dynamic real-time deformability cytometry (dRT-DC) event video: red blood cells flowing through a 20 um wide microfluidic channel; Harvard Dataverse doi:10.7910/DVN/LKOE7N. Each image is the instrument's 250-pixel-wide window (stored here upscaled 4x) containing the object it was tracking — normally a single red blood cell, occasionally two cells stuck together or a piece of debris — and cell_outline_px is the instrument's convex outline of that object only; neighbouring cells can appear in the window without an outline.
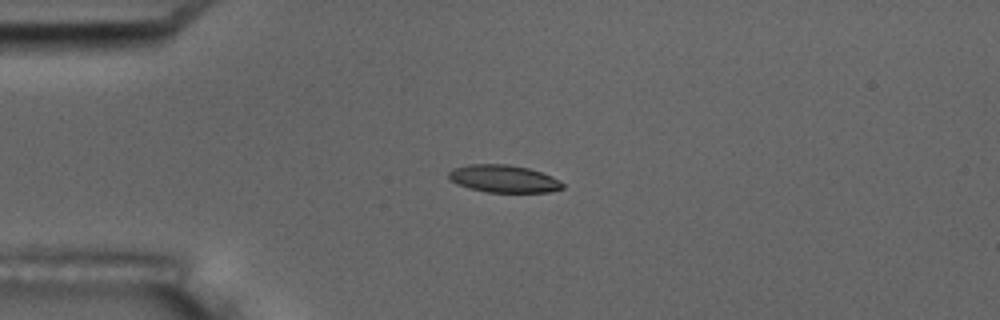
{"species": "common noctule bat (a hibernating species)", "species_latin": "Nyctalus noctula", "temperature_condition": "room temperature", "stored_images_in_passage": 9, "camera_frame_rate_fps": 3000, "um_per_image_px": 0.085, "animal": {"sex": "male", "body_mass_g": 17.5, "forearm_length_mm": 52.3}, "frame": {"image": 1, "passage_image": 4, "time_ms": 3.333, "image_size_px": [1000, 320], "cell_outline_px": [[564, 188], [548, 192], [488, 192], [468, 188], [456, 184], [448, 176], [448, 172], [452, 168], [468, 164], [508, 164], [528, 168], [552, 176], [560, 180], [564, 184]], "centroid_in_image_um": [42.8, 15.19], "position_along_channel_um": 42.2, "area_um2": 18.32}}
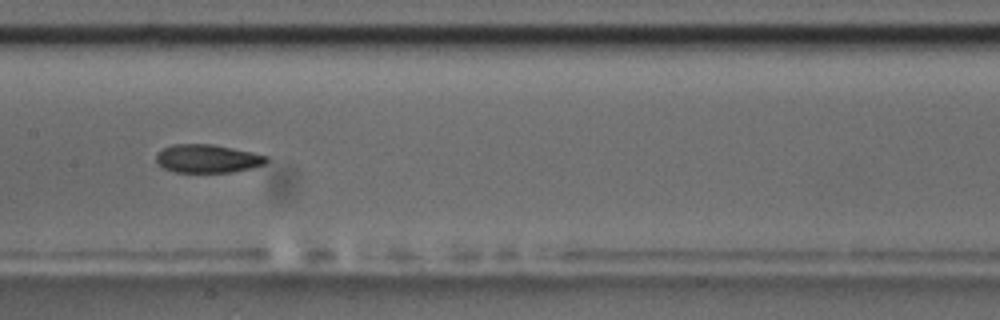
{"frame": {"image": 2, "passage_image": 8, "time_ms": 8.0, "image_size_px": [1000, 320], "cell_outline_px": [[268, 160], [264, 164], [252, 168], [232, 172], [176, 172], [164, 168], [156, 164], [156, 152], [172, 144], [212, 144], [252, 152], [268, 156]], "centroid_in_image_um": [17.61, 13.48], "position_along_channel_um": 189.8, "area_um2": 18.26}}
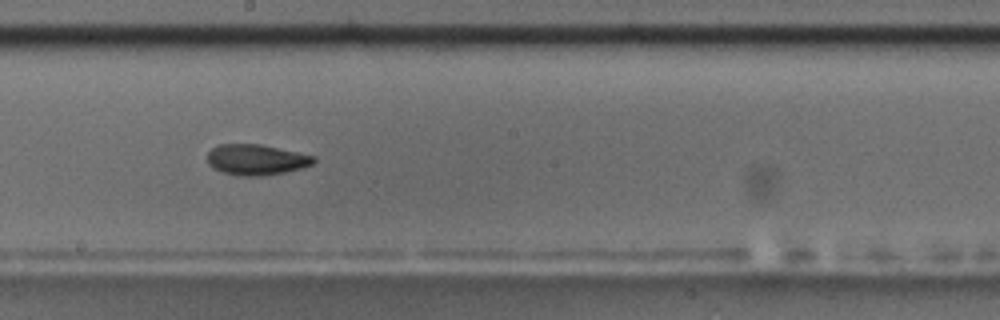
{"frame": {"image": 3, "passage_image": 9, "time_ms": 9.0, "image_size_px": [1000, 320], "cell_outline_px": [[316, 160], [312, 164], [304, 168], [264, 176], [240, 176], [224, 172], [212, 168], [208, 164], [208, 152], [212, 148], [220, 144], [260, 144], [316, 156]], "centroid_in_image_um": [21.8, 13.58], "position_along_channel_um": 226.4, "area_um2": 19.07}}